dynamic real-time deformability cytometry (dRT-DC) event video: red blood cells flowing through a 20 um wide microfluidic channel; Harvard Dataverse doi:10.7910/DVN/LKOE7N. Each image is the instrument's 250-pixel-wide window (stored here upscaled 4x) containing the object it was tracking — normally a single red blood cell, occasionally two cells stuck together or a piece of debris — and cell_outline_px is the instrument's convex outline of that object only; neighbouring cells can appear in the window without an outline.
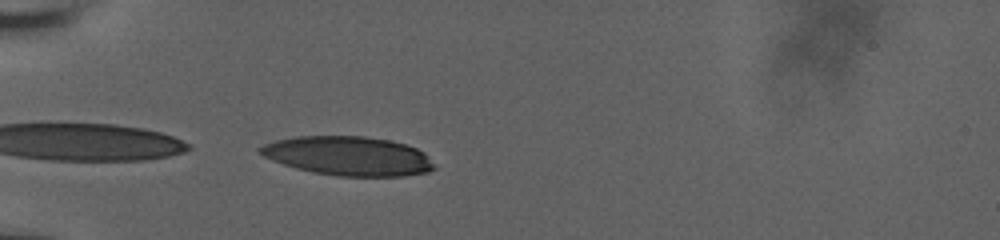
{"species": "human", "species_latin": "Homo sapiens", "temperature_condition": "room temperature", "stored_images_in_passage": 38, "camera_frame_rate_fps": 3000, "um_per_image_px": 0.085, "donor": {"sex": "male"}, "frame": {"image": 1, "passage_image": 1, "time_ms": 0.0, "image_size_px": [1000, 240], "cell_outline_px": [[436, 168], [428, 172], [404, 176], [340, 176], [312, 172], [296, 168], [272, 160], [264, 156], [256, 148], [264, 144], [276, 140], [296, 136], [364, 136], [388, 140], [404, 144], [416, 148], [424, 152], [428, 156]], "centroid_in_image_um": [29.6, 13.26], "position_along_channel_um": 55.4, "area_um2": 39.59}}
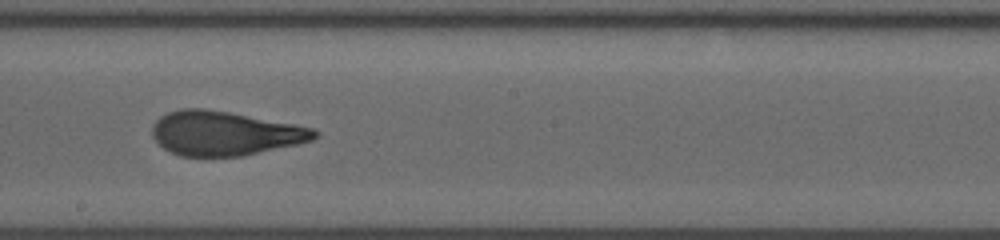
{"frame": {"image": 2, "passage_image": 16, "time_ms": 5.0, "image_size_px": [1000, 240], "cell_outline_px": [[320, 136], [312, 140], [296, 144], [244, 156], [180, 156], [164, 148], [152, 136], [152, 124], [160, 116], [168, 112], [184, 108], [204, 108], [228, 112], [296, 124], [316, 128], [320, 132]], "centroid_in_image_um": [19.13, 11.33], "position_along_channel_um": 229.1, "area_um2": 41.91}}
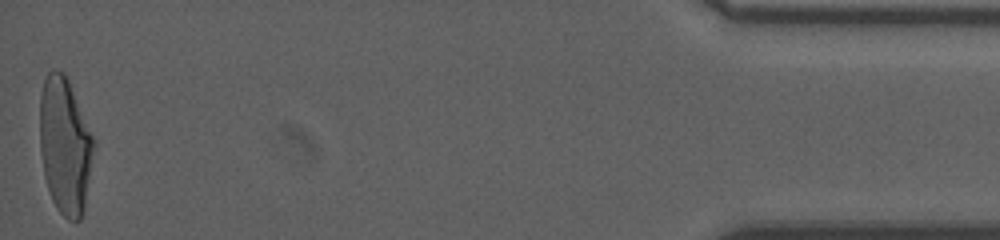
{"frame": {"image": 3, "passage_image": 38, "time_ms": 12.333, "image_size_px": [1000, 240], "cell_outline_px": [[96, 144], [84, 212], [80, 220], [68, 220], [56, 208], [52, 200], [44, 176], [40, 152], [40, 96], [44, 80], [48, 72], [52, 68], [64, 72], [68, 80], [96, 140]], "centroid_in_image_um": [5.54, 12.39], "position_along_channel_um": 429.7, "area_um2": 43.52}, "authors_computed_cell_mechanics": {"area_um2": 42.194, "velocity_mm_per_s": 3.8638, "shape_relaxation_time_tau1_ms": 8.9933, "shape_relaxation_time_tau2_ms": 1.1452, "deformation_change_tau1": 0.3235, "deformation_change_tau2": 0.0909}}